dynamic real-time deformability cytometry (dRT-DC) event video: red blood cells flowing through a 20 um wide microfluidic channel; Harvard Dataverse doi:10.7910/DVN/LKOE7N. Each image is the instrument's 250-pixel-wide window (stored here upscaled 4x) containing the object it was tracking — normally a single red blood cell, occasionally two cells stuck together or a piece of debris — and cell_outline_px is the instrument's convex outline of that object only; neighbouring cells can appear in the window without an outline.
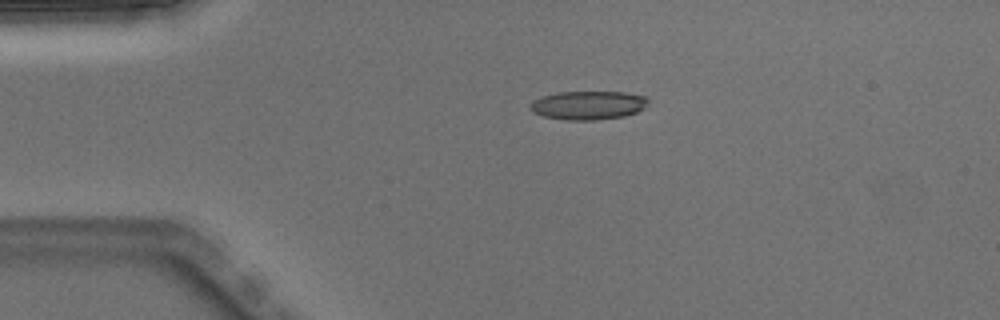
{"species": "Egyptian fruit bat (a non-hibernating species)", "species_latin": "Rousettus aegyptiacus", "temperature_condition": "warm", "stored_images_in_passage": 4, "camera_frame_rate_fps": 3000, "um_per_image_px": 0.085, "animal": {"sex": "male"}, "frame": {"image": 1, "passage_image": 4, "time_ms": 1.0, "image_size_px": [1000, 320], "cell_outline_px": [[648, 100], [644, 108], [636, 112], [624, 116], [596, 120], [568, 120], [544, 116], [532, 112], [532, 104], [536, 100], [544, 96], [560, 92], [628, 92], [648, 96]], "centroid_in_image_um": [50.07, 8.94], "position_along_channel_um": 34.9, "area_um2": 19.48}}